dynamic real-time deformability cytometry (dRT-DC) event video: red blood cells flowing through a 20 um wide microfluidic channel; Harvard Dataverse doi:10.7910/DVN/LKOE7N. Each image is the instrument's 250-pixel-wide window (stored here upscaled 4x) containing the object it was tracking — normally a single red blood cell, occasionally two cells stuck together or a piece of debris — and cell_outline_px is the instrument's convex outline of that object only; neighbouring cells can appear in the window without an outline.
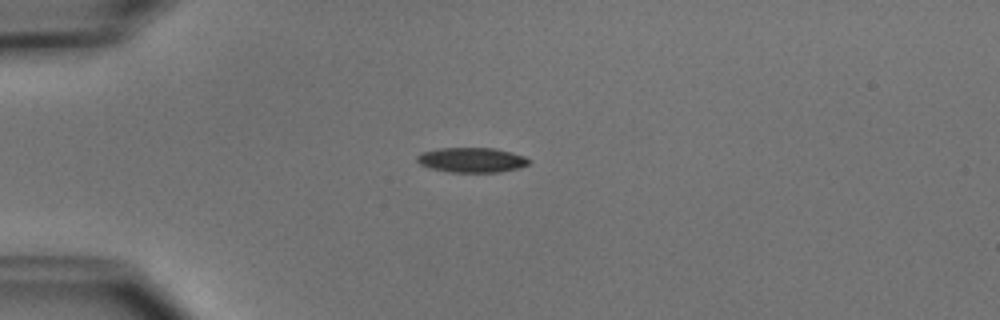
{"species": "common noctule bat (a hibernating species)", "species_latin": "Nyctalus noctula", "temperature_condition": "cold", "stored_images_in_passage": 5, "camera_frame_rate_fps": 3000, "um_per_image_px": 0.085, "animal": {"sex": "male", "body_mass_g": 15.6}, "frame": {"image": 1, "passage_image": 3, "time_ms": 3.667, "image_size_px": [1000, 320], "cell_outline_px": [[528, 164], [520, 168], [500, 172], [448, 172], [428, 168], [420, 164], [416, 160], [416, 156], [420, 152], [436, 148], [492, 148], [512, 152], [524, 156], [528, 160]], "centroid_in_image_um": [40.04, 13.6], "position_along_channel_um": 45.0, "area_um2": 16.36}}